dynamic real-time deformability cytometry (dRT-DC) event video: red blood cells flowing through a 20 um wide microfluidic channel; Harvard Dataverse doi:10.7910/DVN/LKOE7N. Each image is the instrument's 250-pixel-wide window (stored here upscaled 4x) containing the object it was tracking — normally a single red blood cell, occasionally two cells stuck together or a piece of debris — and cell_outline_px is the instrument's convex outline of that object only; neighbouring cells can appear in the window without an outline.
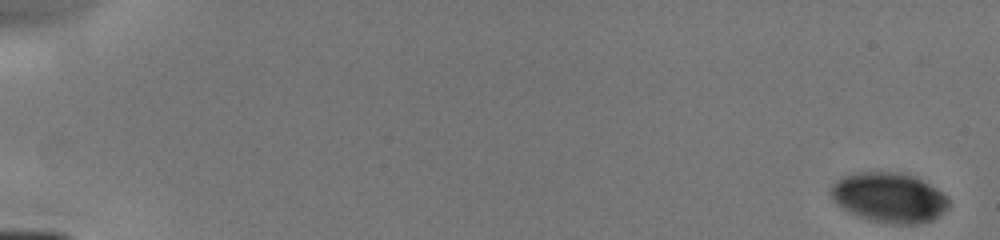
{"species": "human", "species_latin": "Homo sapiens", "temperature_condition": "cold", "stored_images_in_passage": 61, "camera_frame_rate_fps": 3000, "um_per_image_px": 0.085, "donor": {"sex": "male"}, "frame": {"image": 1, "passage_image": 1, "time_ms": 0.0, "image_size_px": [1000, 240], "cell_outline_px": [[948, 208], [940, 216], [932, 220], [920, 224], [888, 224], [868, 220], [856, 216], [848, 212], [836, 204], [832, 200], [832, 184], [836, 180], [852, 172], [900, 172], [916, 176], [936, 188], [948, 200]], "centroid_in_image_um": [75.56, 16.8], "position_along_channel_um": 9.4, "area_um2": 34.62}}
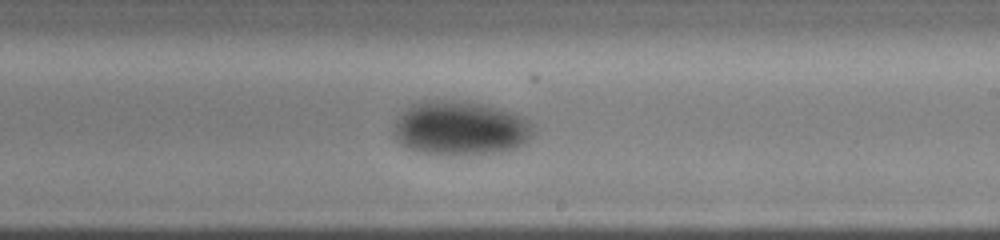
{"frame": {"image": 2, "passage_image": 43, "time_ms": 10.0, "image_size_px": [1000, 240], "cell_outline_px": [[536, 132], [524, 144], [516, 148], [504, 152], [420, 152], [408, 148], [396, 140], [396, 116], [412, 104], [420, 100], [456, 100], [488, 104], [512, 112], [528, 120], [532, 124]], "centroid_in_image_um": [39.17, 10.84], "position_along_channel_um": 249.8, "area_um2": 43.58}}
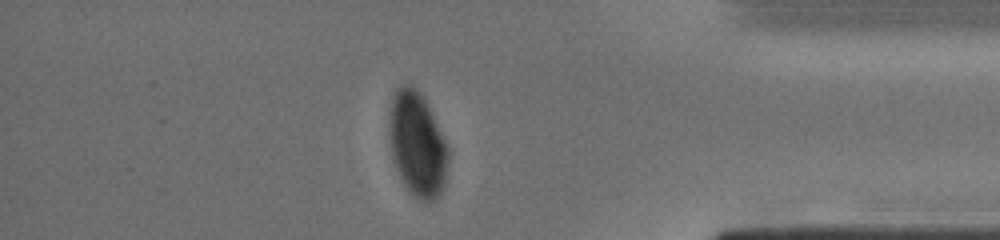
{"frame": {"image": 3, "passage_image": 55, "time_ms": 14.0, "image_size_px": [1000, 240], "cell_outline_px": [[448, 160], [444, 188], [440, 196], [428, 204], [420, 200], [404, 184], [392, 160], [388, 132], [388, 128], [392, 100], [396, 88], [404, 84], [412, 84], [424, 96], [448, 144]], "centroid_in_image_um": [35.48, 12.26], "position_along_channel_um": 399.7, "area_um2": 36.47}}